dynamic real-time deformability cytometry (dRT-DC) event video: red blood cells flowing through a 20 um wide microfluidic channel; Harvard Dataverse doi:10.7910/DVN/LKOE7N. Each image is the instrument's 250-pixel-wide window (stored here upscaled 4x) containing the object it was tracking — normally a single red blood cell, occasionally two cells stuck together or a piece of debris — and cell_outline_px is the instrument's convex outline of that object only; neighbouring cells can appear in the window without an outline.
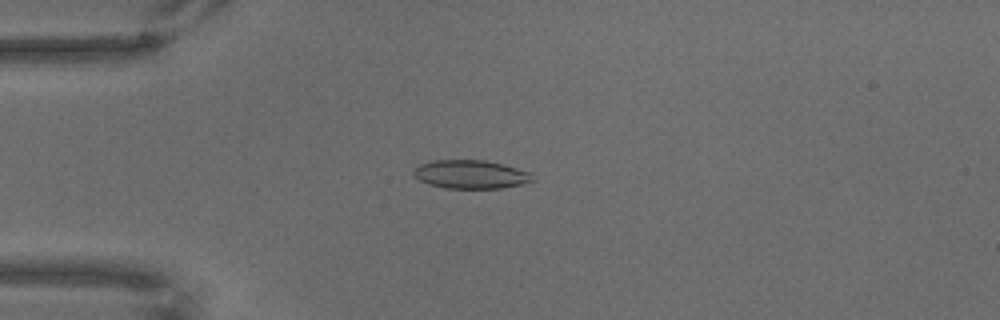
{"species": "common noctule bat (a hibernating species)", "species_latin": "Nyctalus noctula", "temperature_condition": "warm", "stored_images_in_passage": 67, "camera_frame_rate_fps": 3000, "um_per_image_px": 0.085, "animal": {"sex": "male", "body_mass_g": 18.8}, "frame": {"image": 1, "passage_image": 17, "time_ms": 5.333, "image_size_px": [1000, 320], "cell_outline_px": [[536, 180], [520, 184], [500, 188], [444, 188], [428, 184], [412, 176], [412, 172], [420, 164], [432, 160], [484, 160], [516, 168], [528, 172]], "centroid_in_image_um": [39.95, 14.82], "position_along_channel_um": 45.0, "area_um2": 19.59}}
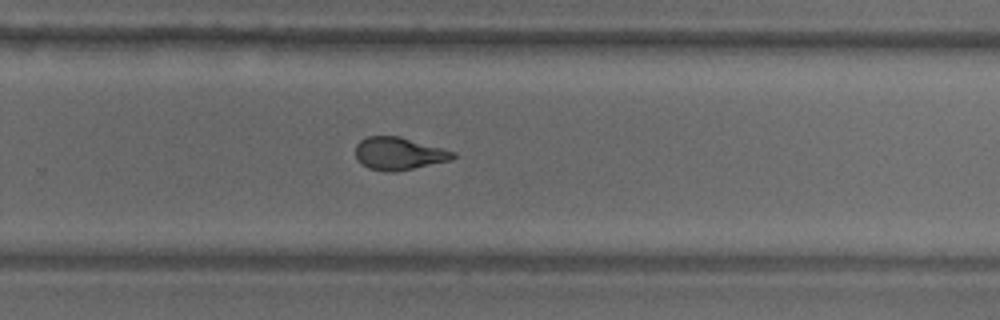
{"frame": {"image": 2, "passage_image": 44, "time_ms": 14.333, "image_size_px": [1000, 320], "cell_outline_px": [[456, 156], [452, 160], [396, 172], [384, 172], [368, 168], [360, 164], [356, 160], [356, 144], [360, 140], [368, 136], [400, 136], [456, 152]], "centroid_in_image_um": [33.89, 13.06], "position_along_channel_um": 295.9, "area_um2": 18.79}}
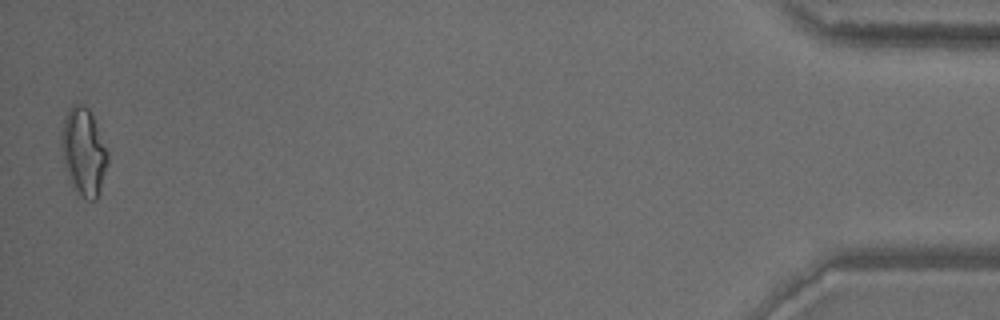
{"frame": {"image": 3, "passage_image": 66, "time_ms": 21.667, "image_size_px": [1000, 320], "cell_outline_px": [[108, 160], [100, 192], [96, 200], [84, 200], [72, 184], [68, 176], [64, 164], [60, 144], [60, 132], [64, 116], [68, 108], [72, 104], [80, 104], [88, 108], [92, 112], [108, 152]], "centroid_in_image_um": [7.09, 12.87], "position_along_channel_um": 428.1, "area_um2": 23.93}}